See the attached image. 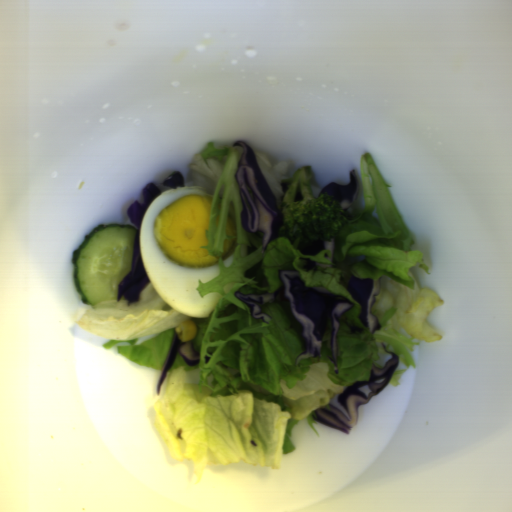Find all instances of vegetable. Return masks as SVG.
Here are the masks:
<instances>
[{
    "mask_svg": "<svg viewBox=\"0 0 512 512\" xmlns=\"http://www.w3.org/2000/svg\"><path fill=\"white\" fill-rule=\"evenodd\" d=\"M207 143L189 164L184 187L211 197L205 232L207 253L218 272L209 281L198 279L200 298H222L207 317H191L167 305L151 281L140 299L127 298L86 304L75 325L103 339V350L115 348L128 362L162 370L176 327L194 321L191 339L199 364L190 366L178 353L153 404V427L173 460L193 463L196 483L207 467L246 464L253 468L281 467L283 456L295 447L290 437L301 420L319 436L313 424L316 409L357 382L370 381L372 365L384 368L392 351L398 364L387 384L397 387L408 369L416 368L412 353L421 343L441 341L431 328V313L444 300L421 288L412 269L432 274L403 220L387 184L370 153L359 164L364 205L345 210L349 221L334 238L331 250L303 254L301 239L277 236L263 248V234L242 228L243 199L236 179L242 146ZM230 203L237 236L225 232ZM235 239L231 265L222 262L224 241ZM334 267L304 269L305 259ZM297 270L306 286H320L355 305L340 318L339 374L331 355L328 322L321 359L301 358L305 351L301 326L285 300L260 304L270 323L250 316L251 310L235 292L261 294L281 287L277 271ZM381 277V292L372 307L381 329L371 333L359 320L360 305L347 290L348 278ZM327 355V356H326Z\"/></svg>",
    "mask_w": 512,
    "mask_h": 512,
    "instance_id": "add77e79",
    "label": "vegetable"
},
{
    "mask_svg": "<svg viewBox=\"0 0 512 512\" xmlns=\"http://www.w3.org/2000/svg\"><path fill=\"white\" fill-rule=\"evenodd\" d=\"M257 162L266 178V181L275 197L277 208L282 213V202L285 191L282 187L284 181H291L292 175L289 165L286 163H271L269 159L259 151H253Z\"/></svg>",
    "mask_w": 512,
    "mask_h": 512,
    "instance_id": "ea0f7189",
    "label": "vegetable"
},
{
    "mask_svg": "<svg viewBox=\"0 0 512 512\" xmlns=\"http://www.w3.org/2000/svg\"><path fill=\"white\" fill-rule=\"evenodd\" d=\"M312 194L314 197H317L321 194L324 188L317 187L311 182Z\"/></svg>",
    "mask_w": 512,
    "mask_h": 512,
    "instance_id": "f7b5029e",
    "label": "vegetable"
}]
</instances>
